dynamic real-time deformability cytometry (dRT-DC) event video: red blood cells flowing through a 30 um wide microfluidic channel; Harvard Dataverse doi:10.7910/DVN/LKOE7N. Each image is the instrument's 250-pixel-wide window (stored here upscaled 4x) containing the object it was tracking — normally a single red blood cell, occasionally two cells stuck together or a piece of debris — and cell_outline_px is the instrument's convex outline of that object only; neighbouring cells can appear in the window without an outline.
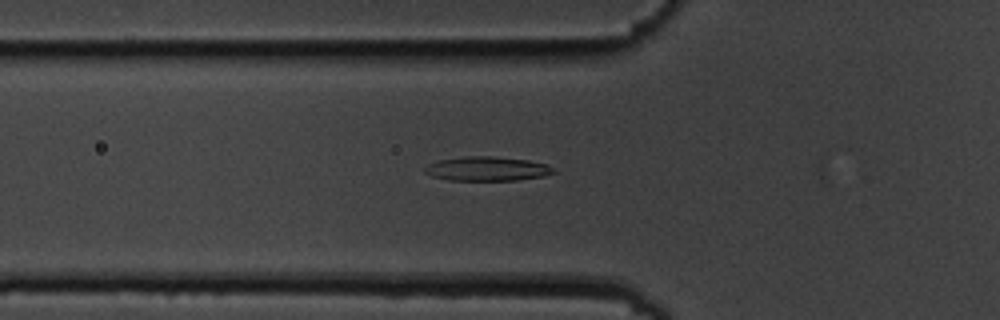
{"species": "common noctule bat (a hibernating species)", "species_latin": "Nyctalus noctula", "temperature_condition": "cold", "stored_images_in_passage": 36, "camera_frame_rate_fps": 3000, "um_per_image_px": 0.085, "animal": {"sex": "male", "body_mass_g": 19.5, "forearm_length_mm": 54.6}, "frame": {"image": 1, "passage_image": 2, "time_ms": 0.333, "image_size_px": [1000, 320], "cell_outline_px": [[556, 172], [544, 176], [516, 180], [448, 180], [432, 176], [424, 172], [424, 168], [428, 164], [440, 160], [464, 156], [492, 156], [528, 160], [544, 164], [552, 168]], "centroid_in_image_um": [41.37, 14.34], "position_along_channel_um": 84.4, "area_um2": 18.03}}
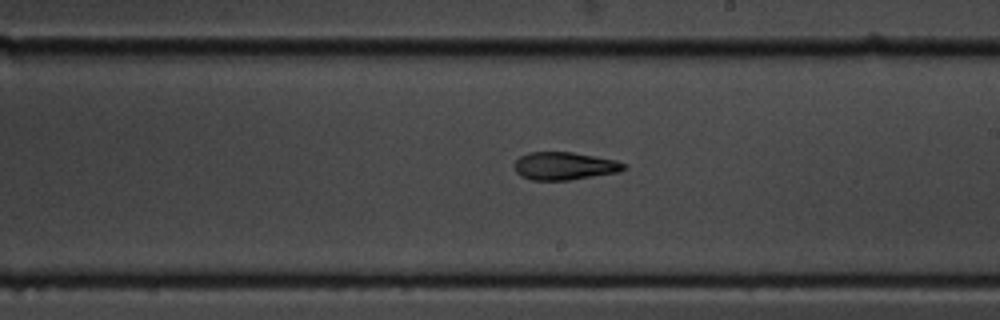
{"frame": {"image": 2, "passage_image": 15, "time_ms": 4.667, "image_size_px": [1000, 320], "cell_outline_px": [[628, 168], [620, 172], [568, 180], [532, 180], [520, 176], [516, 172], [516, 160], [520, 156], [528, 152], [572, 152], [616, 160], [628, 164]], "centroid_in_image_um": [48.03, 14.11], "position_along_channel_um": 241.0, "area_um2": 17.8}}
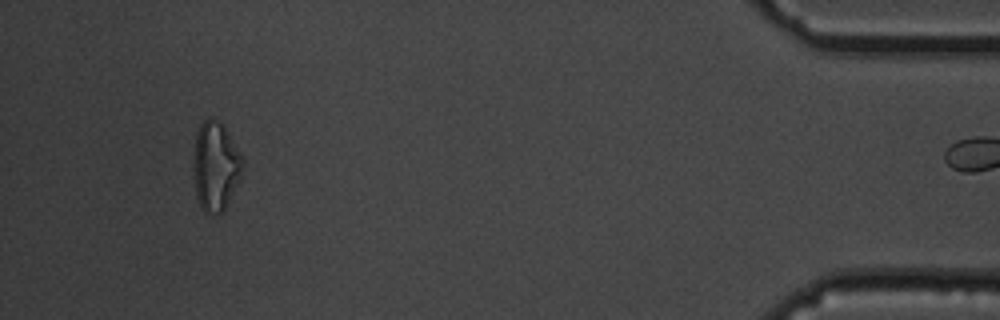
{"frame": {"image": 3, "passage_image": 35, "time_ms": 11.333, "image_size_px": [1000, 320], "cell_outline_px": [[244, 164], [240, 180], [224, 208], [220, 212], [208, 216], [200, 208], [196, 196], [192, 168], [196, 132], [200, 124], [208, 116], [212, 116], [220, 120], [224, 124], [244, 156]], "centroid_in_image_um": [18.32, 14.08], "position_along_channel_um": 416.9, "area_um2": 26.47}}